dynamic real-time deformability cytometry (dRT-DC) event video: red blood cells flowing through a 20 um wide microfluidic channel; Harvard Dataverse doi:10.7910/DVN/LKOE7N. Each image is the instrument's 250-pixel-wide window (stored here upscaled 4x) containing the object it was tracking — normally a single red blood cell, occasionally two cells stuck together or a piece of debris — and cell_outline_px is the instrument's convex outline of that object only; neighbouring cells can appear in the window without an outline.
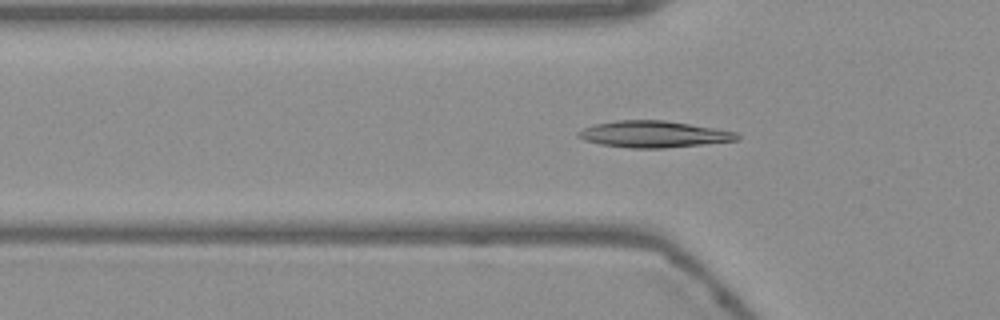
{"species": "Egyptian fruit bat (a non-hibernating species)", "species_latin": "Rousettus aegyptiacus", "temperature_condition": "warm", "stored_images_in_passage": 53, "camera_frame_rate_fps": 3000, "um_per_image_px": 0.085, "frame": {"image": 1, "passage_image": 17, "time_ms": 5.333, "image_size_px": [1000, 320], "cell_outline_px": [[740, 140], [664, 148], [628, 148], [600, 144], [584, 140], [576, 136], [576, 132], [584, 128], [596, 124], [616, 120], [664, 120], [736, 132], [740, 136]], "centroid_in_image_um": [55.52, 11.41], "position_along_channel_um": 70.3, "area_um2": 24.39}}
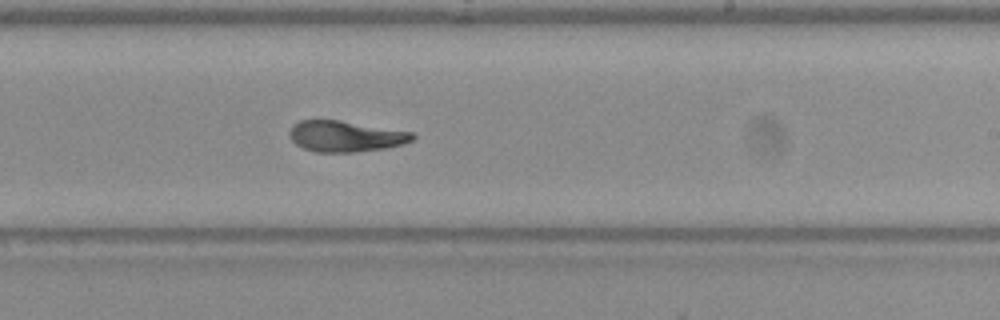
{"frame": {"image": 2, "passage_image": 32, "time_ms": 10.333, "image_size_px": [1000, 320], "cell_outline_px": [[416, 136], [412, 140], [404, 144], [384, 148], [356, 152], [316, 152], [304, 148], [296, 144], [288, 136], [288, 132], [292, 124], [300, 120], [340, 120], [412, 132]], "centroid_in_image_um": [29.34, 11.58], "position_along_channel_um": 259.7, "area_um2": 22.25}}
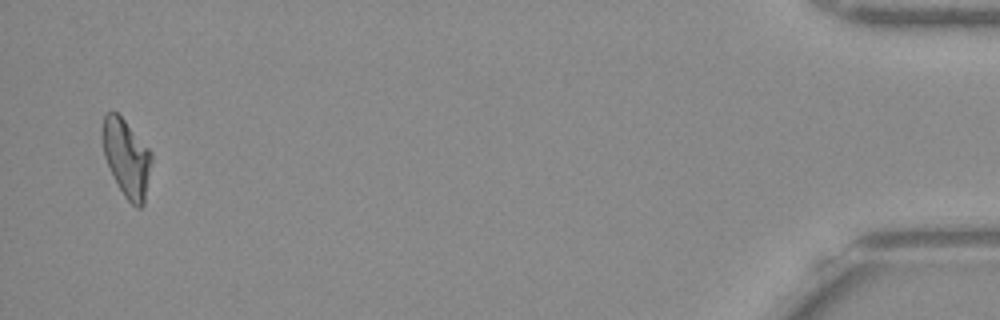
{"frame": {"image": 3, "passage_image": 52, "time_ms": 17.0, "image_size_px": [1000, 320], "cell_outline_px": [[152, 160], [144, 204], [140, 208], [136, 208], [124, 196], [104, 156], [104, 116], [108, 112], [116, 112], [124, 120], [152, 152]], "centroid_in_image_um": [10.8, 13.47], "position_along_channel_um": 424.4, "area_um2": 21.44}, "authors_computed_cell_mechanics": {"area_um2": 22.7154, "velocity_mm_per_s": 3.7704, "shape_relaxation_time_tau1_ms": null, "shape_relaxation_time_tau2_ms": 5.2743, "deformation_change_tau1": null, "deformation_change_tau2": 0.0881}}